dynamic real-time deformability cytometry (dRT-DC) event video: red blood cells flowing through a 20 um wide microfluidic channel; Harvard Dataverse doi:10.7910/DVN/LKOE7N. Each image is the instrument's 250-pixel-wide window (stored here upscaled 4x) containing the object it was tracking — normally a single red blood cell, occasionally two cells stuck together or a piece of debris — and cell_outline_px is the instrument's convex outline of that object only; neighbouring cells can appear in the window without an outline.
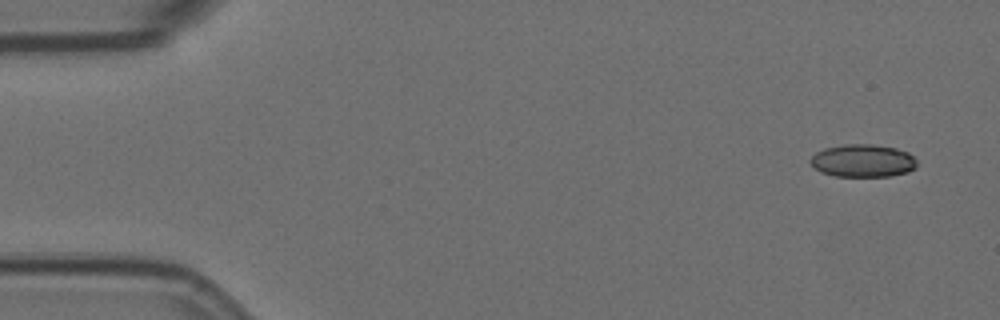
{"species": "Egyptian fruit bat (a non-hibernating species)", "species_latin": "Rousettus aegyptiacus", "temperature_condition": "room temperature", "stored_images_in_passage": 5, "camera_frame_rate_fps": 3000, "um_per_image_px": 0.085, "animal": {"sex": "female"}, "frame": {"image": 1, "passage_image": 1, "time_ms": 0.0, "image_size_px": [1000, 320], "cell_outline_px": [[916, 168], [908, 172], [892, 176], [836, 176], [820, 172], [808, 160], [816, 152], [824, 148], [844, 144], [872, 144], [896, 148], [908, 152], [916, 160]], "centroid_in_image_um": [73.34, 13.66], "position_along_channel_um": 11.7, "area_um2": 20.4}}